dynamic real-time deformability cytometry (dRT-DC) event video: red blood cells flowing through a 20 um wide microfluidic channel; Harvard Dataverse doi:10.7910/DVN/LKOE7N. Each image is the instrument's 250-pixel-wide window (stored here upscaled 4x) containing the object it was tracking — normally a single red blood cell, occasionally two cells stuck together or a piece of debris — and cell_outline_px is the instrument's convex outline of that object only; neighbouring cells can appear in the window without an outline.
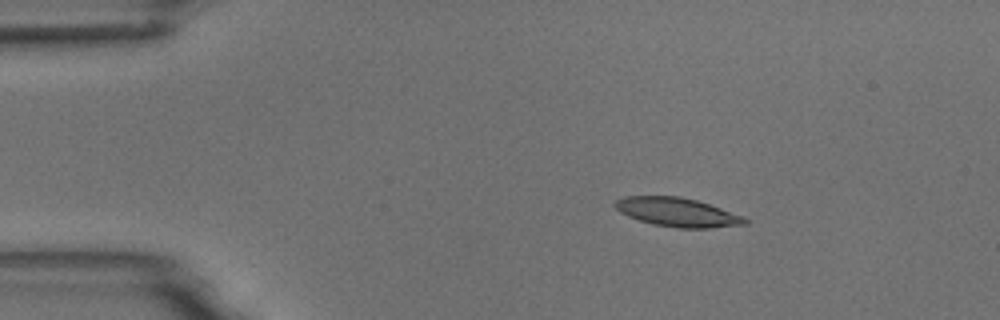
{"species": "common noctule bat (a hibernating species)", "species_latin": "Nyctalus noctula", "temperature_condition": "room temperature", "stored_images_in_passage": 6, "camera_frame_rate_fps": 3000, "um_per_image_px": 0.085, "animal": {"sex": "male", "body_mass_g": 18.8}, "frame": {"image": 1, "passage_image": 2, "time_ms": 1.0, "image_size_px": [1000, 320], "cell_outline_px": [[748, 224], [712, 228], [676, 228], [652, 224], [628, 216], [620, 212], [612, 204], [616, 200], [624, 196], [680, 196], [696, 200], [744, 216], [748, 220]], "centroid_in_image_um": [57.57, 18.04], "position_along_channel_um": 27.4, "area_um2": 21.91}}
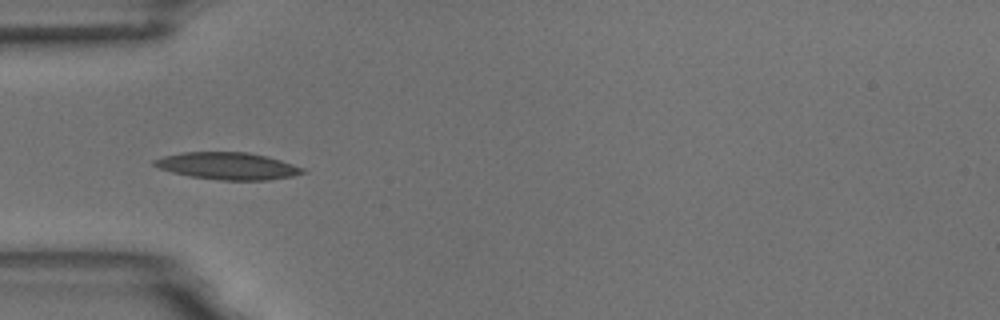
{"frame": {"image": 2, "passage_image": 4, "time_ms": 3.667, "image_size_px": [1000, 320], "cell_outline_px": [[308, 172], [292, 176], [268, 180], [220, 180], [188, 176], [172, 172], [160, 168], [152, 164], [152, 160], [164, 156], [184, 152], [248, 152], [280, 160], [304, 168]], "centroid_in_image_um": [19.35, 14.11], "position_along_channel_um": 65.7, "area_um2": 23.35}}